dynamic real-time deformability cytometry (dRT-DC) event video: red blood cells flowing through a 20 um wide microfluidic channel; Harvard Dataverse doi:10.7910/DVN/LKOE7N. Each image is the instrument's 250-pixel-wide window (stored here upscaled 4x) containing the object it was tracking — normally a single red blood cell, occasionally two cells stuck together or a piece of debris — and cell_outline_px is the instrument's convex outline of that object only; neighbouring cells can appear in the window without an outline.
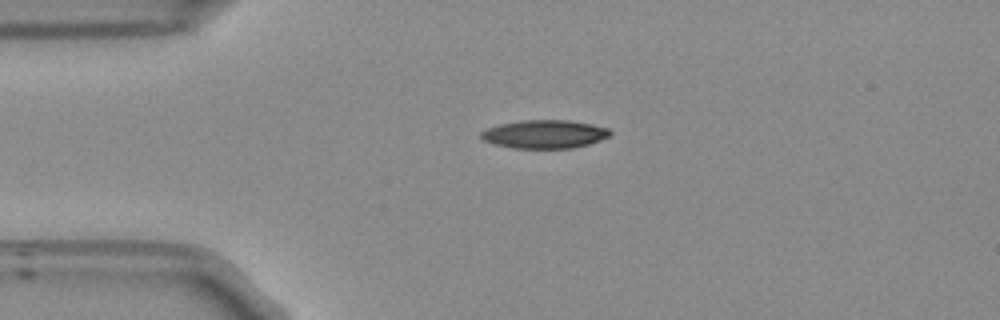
{"species": "Egyptian fruit bat (a non-hibernating species)", "species_latin": "Rousettus aegyptiacus", "temperature_condition": "room temperature", "stored_images_in_passage": 30, "camera_frame_rate_fps": 3000, "um_per_image_px": 0.085, "frame": {"image": 1, "passage_image": 1, "time_ms": 0.0, "image_size_px": [1000, 320], "cell_outline_px": [[612, 132], [608, 136], [600, 140], [588, 144], [572, 148], [512, 148], [492, 144], [484, 140], [480, 136], [480, 132], [488, 128], [500, 124], [520, 120], [568, 120], [592, 124], [608, 128]], "centroid_in_image_um": [46.27, 11.4], "position_along_channel_um": 38.7, "area_um2": 21.33}}
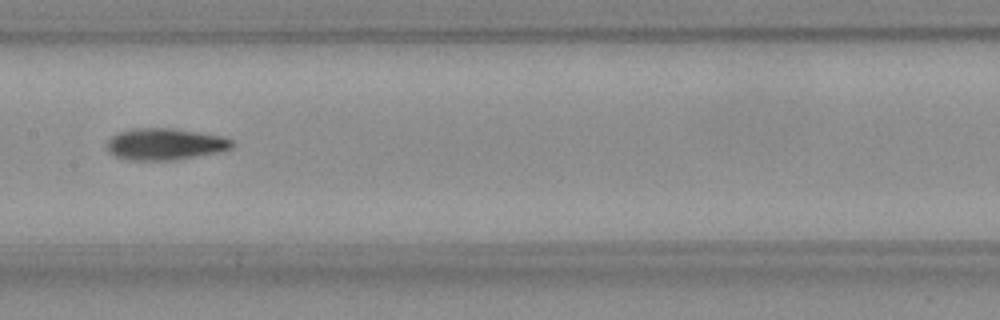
{"frame": {"image": 2, "passage_image": 15, "time_ms": 4.667, "image_size_px": [1000, 320], "cell_outline_px": [[232, 148], [216, 152], [168, 160], [124, 160], [108, 152], [108, 140], [112, 136], [120, 132], [132, 128], [172, 128], [200, 132], [220, 136], [232, 140]], "centroid_in_image_um": [13.97, 12.24], "position_along_channel_um": 193.4, "area_um2": 22.72}}
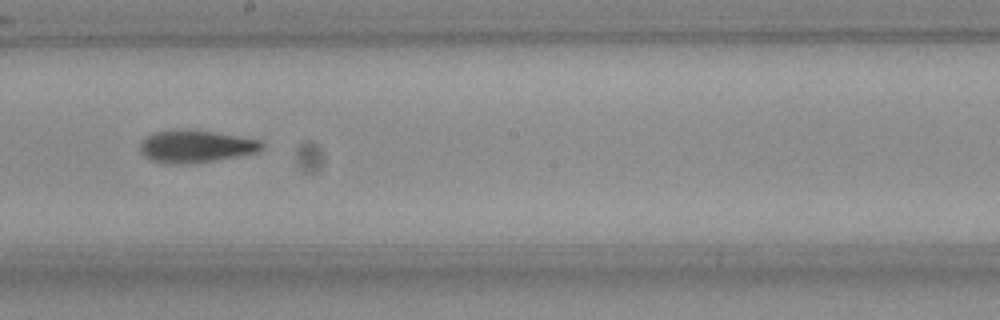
{"frame": {"image": 3, "passage_image": 18, "time_ms": 5.667, "image_size_px": [1000, 320], "cell_outline_px": [[264, 148], [256, 152], [216, 160], [176, 164], [152, 160], [144, 156], [140, 152], [140, 144], [148, 136], [156, 132], [184, 128], [216, 132], [260, 140], [264, 144]], "centroid_in_image_um": [16.66, 12.42], "position_along_channel_um": 231.5, "area_um2": 22.72}, "authors_computed_cell_mechanics": {"area_um2": 22.253, "velocity_mm_per_s": 3.8246, "shape_relaxation_time_tau1_ms": 5.1702, "shape_relaxation_time_tau2_ms": 3.6678, "deformation_change_tau1": 0.1921, "deformation_change_tau2": 0.1266}}